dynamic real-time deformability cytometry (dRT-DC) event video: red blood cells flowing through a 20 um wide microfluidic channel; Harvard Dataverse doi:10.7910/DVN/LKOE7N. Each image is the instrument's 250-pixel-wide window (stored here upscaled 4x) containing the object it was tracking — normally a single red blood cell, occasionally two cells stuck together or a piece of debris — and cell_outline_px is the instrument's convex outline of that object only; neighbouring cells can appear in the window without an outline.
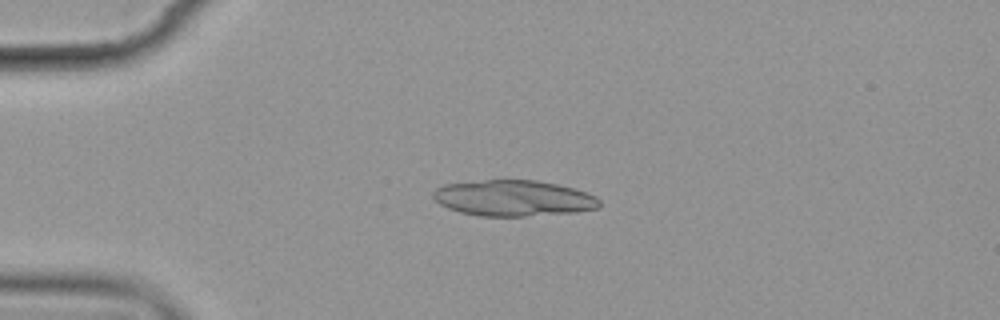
{"species": "common noctule bat (a hibernating species)", "species_latin": "Nyctalus noctula", "temperature_condition": "cold", "stored_images_in_passage": 6, "camera_frame_rate_fps": 3000, "um_per_image_px": 0.085, "animal": {"sex": "female", "body_mass_g": 19.9}, "frame": {"image": 1, "passage_image": 4, "time_ms": 3.333, "image_size_px": [1000, 320], "cell_outline_px": [[600, 208], [576, 212], [524, 216], [480, 216], [460, 212], [448, 208], [440, 204], [432, 196], [432, 192], [436, 188], [444, 184], [484, 180], [536, 180], [576, 188], [596, 196], [600, 200]], "centroid_in_image_um": [43.66, 16.84], "position_along_channel_um": 41.3, "area_um2": 34.97}}